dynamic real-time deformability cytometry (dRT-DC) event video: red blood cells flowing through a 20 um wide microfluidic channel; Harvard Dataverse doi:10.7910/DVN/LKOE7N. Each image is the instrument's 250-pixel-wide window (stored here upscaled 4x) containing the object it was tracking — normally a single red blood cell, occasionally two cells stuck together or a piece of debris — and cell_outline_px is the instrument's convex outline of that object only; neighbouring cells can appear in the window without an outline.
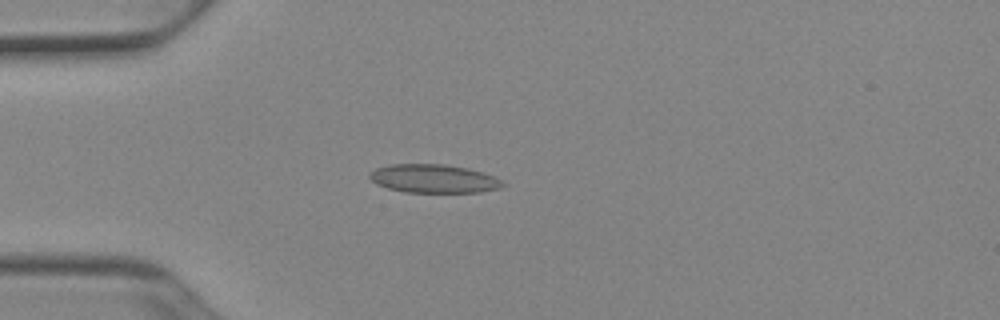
{"species": "Egyptian fruit bat (a non-hibernating species)", "species_latin": "Rousettus aegyptiacus", "temperature_condition": "cold", "stored_images_in_passage": 38, "camera_frame_rate_fps": 3000, "um_per_image_px": 0.085, "animal": {"sex": "female"}, "frame": {"image": 1, "passage_image": 1, "time_ms": 0.0, "image_size_px": [1000, 320], "cell_outline_px": [[504, 184], [500, 188], [480, 192], [404, 192], [388, 188], [376, 184], [368, 176], [368, 172], [376, 168], [392, 164], [444, 164], [468, 168], [492, 176], [500, 180]], "centroid_in_image_um": [36.81, 15.18], "position_along_channel_um": 48.2, "area_um2": 21.96}}
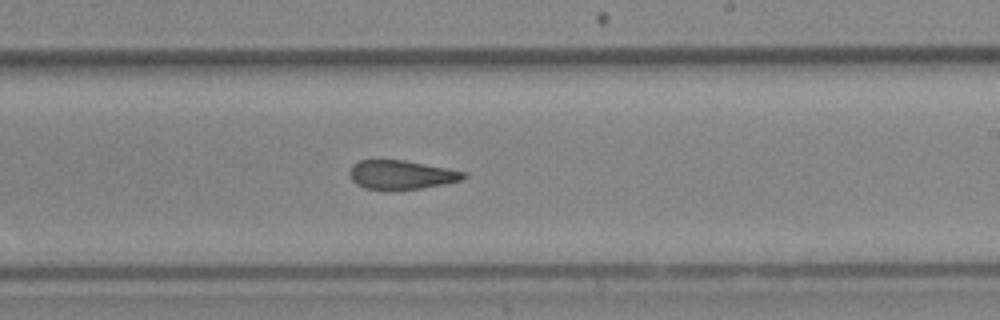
{"frame": {"image": 2, "passage_image": 18, "time_ms": 5.667, "image_size_px": [1000, 320], "cell_outline_px": [[468, 176], [464, 180], [444, 184], [420, 188], [388, 192], [384, 192], [364, 188], [356, 184], [352, 180], [348, 172], [352, 164], [360, 160], [404, 160], [448, 168], [464, 172]], "centroid_in_image_um": [34.08, 14.88], "position_along_channel_um": 254.9, "area_um2": 19.83}}
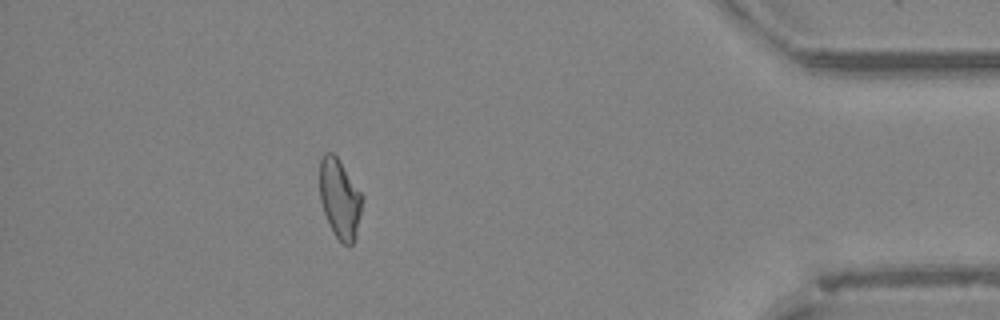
{"frame": {"image": 3, "passage_image": 33, "time_ms": 10.667, "image_size_px": [1000, 320], "cell_outline_px": [[364, 200], [356, 236], [352, 244], [344, 244], [336, 236], [328, 224], [320, 200], [320, 160], [324, 152], [332, 152], [336, 156], [364, 196]], "centroid_in_image_um": [28.89, 16.88], "position_along_channel_um": 406.3, "area_um2": 19.71}, "authors_computed_cell_mechanics": {"area_um2": 20.4323, "velocity_mm_per_s": 3.9351, "shape_relaxation_time_tau1_ms": null, "shape_relaxation_time_tau2_ms": 2.2042, "deformation_change_tau1": null, "deformation_change_tau2": 0.0762}}